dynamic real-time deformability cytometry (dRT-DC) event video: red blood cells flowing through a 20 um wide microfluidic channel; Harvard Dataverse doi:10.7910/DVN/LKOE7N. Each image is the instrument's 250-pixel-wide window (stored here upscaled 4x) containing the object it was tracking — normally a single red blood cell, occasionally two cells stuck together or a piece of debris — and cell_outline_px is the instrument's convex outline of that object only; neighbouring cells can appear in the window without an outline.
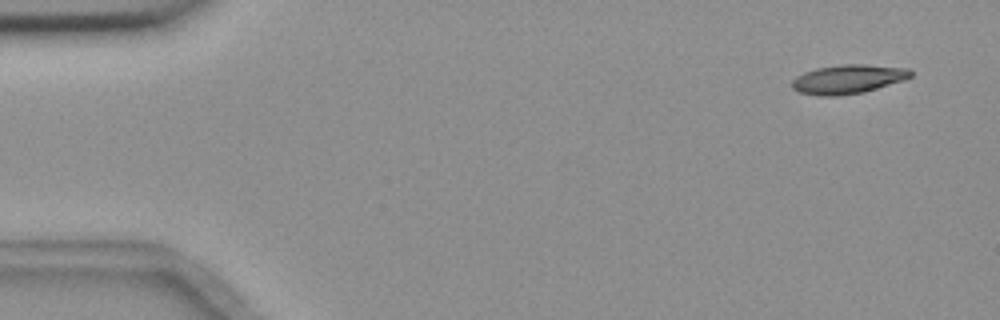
{"species": "common noctule bat (a hibernating species)", "species_latin": "Nyctalus noctula", "temperature_condition": "room temperature", "stored_images_in_passage": 5, "camera_frame_rate_fps": 3000, "um_per_image_px": 0.085, "animal": {"sex": "female", "body_mass_g": 18.4}, "frame": {"image": 1, "passage_image": 2, "time_ms": 1.0, "image_size_px": [1000, 320], "cell_outline_px": [[912, 76], [904, 80], [864, 92], [836, 96], [820, 96], [800, 92], [792, 88], [792, 80], [796, 76], [804, 72], [816, 68], [840, 64], [864, 64], [908, 68], [912, 72]], "centroid_in_image_um": [72.08, 6.72], "position_along_channel_um": 12.9, "area_um2": 20.11}}
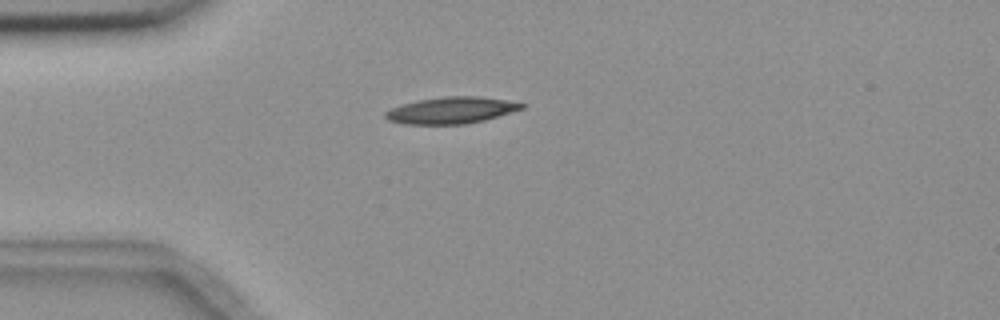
{"frame": {"image": 2, "passage_image": 5, "time_ms": 4.667, "image_size_px": [1000, 320], "cell_outline_px": [[524, 108], [484, 120], [464, 124], [404, 124], [388, 120], [384, 116], [384, 112], [392, 108], [404, 104], [420, 100], [444, 96], [476, 96], [504, 100], [524, 104]], "centroid_in_image_um": [38.32, 9.38], "position_along_channel_um": 46.7, "area_um2": 20.75}}